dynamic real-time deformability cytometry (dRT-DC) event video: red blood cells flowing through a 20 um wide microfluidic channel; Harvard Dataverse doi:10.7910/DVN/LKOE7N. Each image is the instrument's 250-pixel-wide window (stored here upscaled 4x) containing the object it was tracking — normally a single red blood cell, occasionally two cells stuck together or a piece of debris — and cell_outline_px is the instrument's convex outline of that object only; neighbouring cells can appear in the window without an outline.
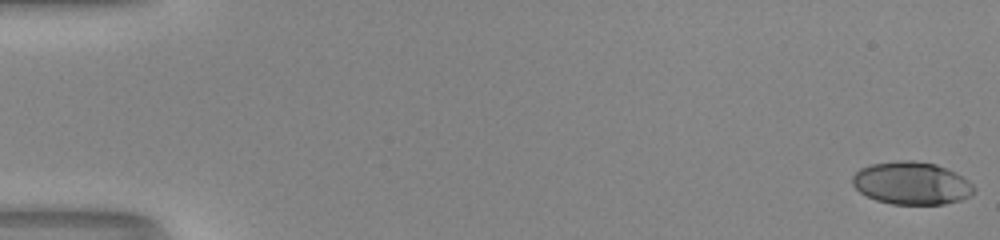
{"species": "human", "species_latin": "Homo sapiens", "temperature_condition": "room temperature", "stored_images_in_passage": 52, "camera_frame_rate_fps": 3000, "um_per_image_px": 0.085, "donor": {"sex": "male"}, "frame": {"image": 1, "passage_image": 1, "time_ms": 0.0, "image_size_px": [1000, 240], "cell_outline_px": [[976, 188], [972, 196], [960, 200], [944, 204], [892, 204], [876, 200], [860, 192], [852, 184], [852, 176], [860, 168], [872, 164], [896, 160], [912, 160], [936, 164], [968, 180]], "centroid_in_image_um": [77.48, 15.57], "position_along_channel_um": 7.5, "area_um2": 30.17}}
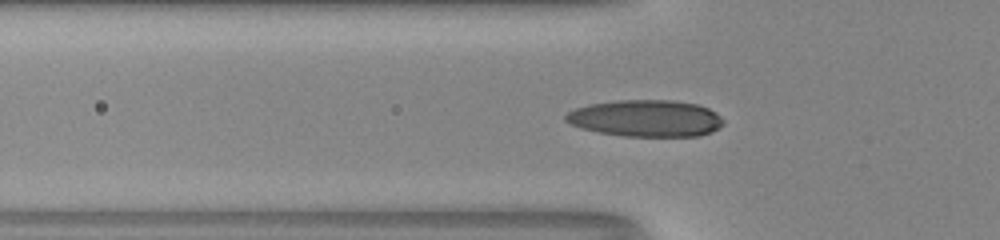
{"frame": {"image": 2, "passage_image": 19, "time_ms": 6.0, "image_size_px": [1000, 240], "cell_outline_px": [[724, 124], [712, 132], [700, 136], [624, 136], [600, 132], [580, 128], [564, 120], [564, 116], [568, 112], [576, 108], [588, 104], [616, 100], [672, 100], [696, 104], [708, 108], [716, 112], [724, 120]], "centroid_in_image_um": [54.91, 10.05], "position_along_channel_um": 70.9, "area_um2": 33.87}}
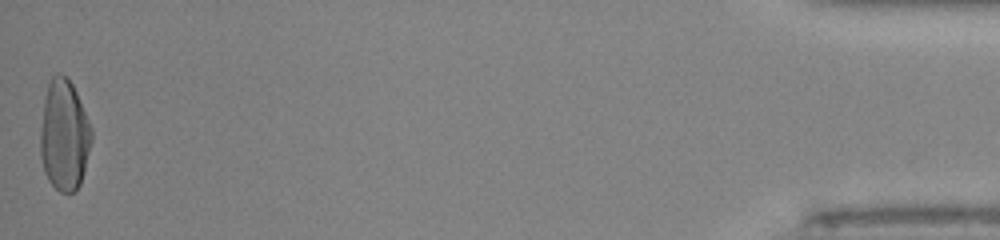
{"frame": {"image": 3, "passage_image": 52, "time_ms": 17.0, "image_size_px": [1000, 240], "cell_outline_px": [[92, 140], [80, 184], [76, 192], [60, 192], [48, 180], [44, 172], [40, 156], [40, 132], [44, 100], [48, 80], [56, 72], [64, 76], [72, 84], [76, 92], [92, 128]], "centroid_in_image_um": [5.44, 11.5], "position_along_channel_um": 429.8, "area_um2": 33.12}, "authors_computed_cell_mechanics": {"area_um2": 30.9808, "velocity_mm_per_s": 4.1338, "shape_relaxation_time_tau1_ms": 5.4628, "shape_relaxation_time_tau2_ms": null, "deformation_change_tau1": 0.2468, "deformation_change_tau2": null}}